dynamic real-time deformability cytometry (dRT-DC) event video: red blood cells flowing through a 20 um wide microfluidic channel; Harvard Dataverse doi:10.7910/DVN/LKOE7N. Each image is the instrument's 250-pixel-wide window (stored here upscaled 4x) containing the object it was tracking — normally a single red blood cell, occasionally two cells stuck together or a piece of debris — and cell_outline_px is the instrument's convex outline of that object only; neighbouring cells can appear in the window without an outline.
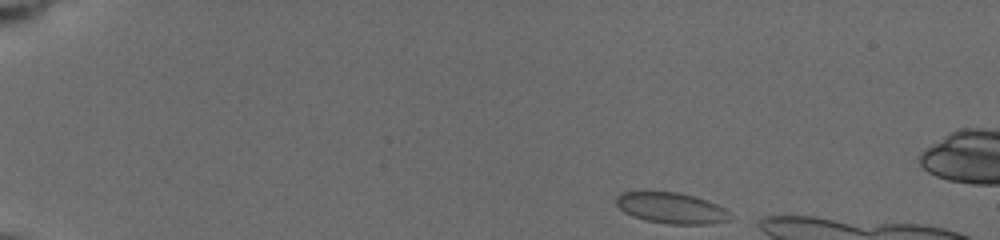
{"species": "common noctule bat (a hibernating species)", "species_latin": "Nyctalus noctula", "temperature_condition": "cold", "stored_images_in_passage": 12, "camera_frame_rate_fps": 3000, "um_per_image_px": 0.085, "animal": {"sex": "female", "body_mass_g": 19.5, "forearm_length_mm": 54.1}, "frame": {"image": 1, "passage_image": 1, "time_ms": 0.0, "image_size_px": [1000, 240], "cell_outline_px": [[732, 220], [708, 224], [668, 224], [644, 220], [632, 216], [624, 212], [616, 204], [616, 196], [620, 192], [676, 192], [692, 196], [716, 204], [724, 208], [732, 216]], "centroid_in_image_um": [57.05, 17.7], "position_along_channel_um": 28.0, "area_um2": 20.46}}